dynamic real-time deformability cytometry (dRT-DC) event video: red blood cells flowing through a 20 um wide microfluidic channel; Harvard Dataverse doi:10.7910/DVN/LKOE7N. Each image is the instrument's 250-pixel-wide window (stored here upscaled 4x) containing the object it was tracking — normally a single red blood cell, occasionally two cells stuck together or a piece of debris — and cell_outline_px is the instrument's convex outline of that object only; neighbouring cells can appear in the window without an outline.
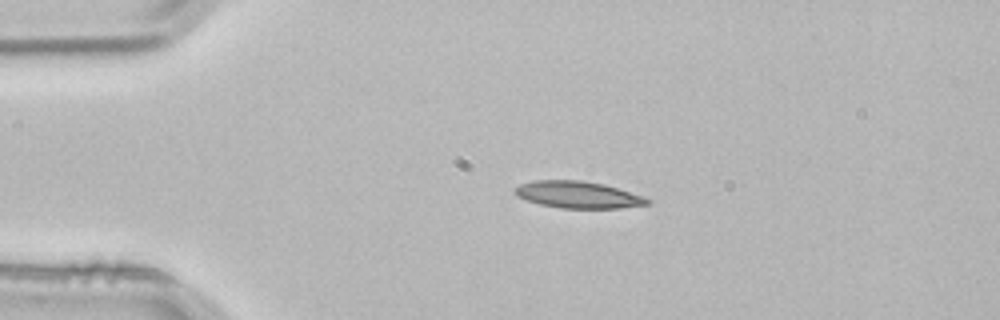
{"species": "common noctule bat (a hibernating species)", "species_latin": "Nyctalus noctula", "temperature_condition": "room temperature", "stored_images_in_passage": 2, "camera_frame_rate_fps": 3000, "um_per_image_px": 0.085, "animal": {"sex": "male", "body_mass_g": 21.5, "forearm_length_mm": 52.0}, "frame": {"image": 1, "passage_image": 1, "time_ms": 0.0, "image_size_px": [1000, 320], "cell_outline_px": [[652, 200], [648, 204], [620, 208], [560, 208], [540, 204], [516, 196], [516, 188], [520, 184], [536, 180], [580, 180], [604, 184], [644, 196]], "centroid_in_image_um": [49.16, 16.55], "position_along_channel_um": 35.8, "area_um2": 20.58}}